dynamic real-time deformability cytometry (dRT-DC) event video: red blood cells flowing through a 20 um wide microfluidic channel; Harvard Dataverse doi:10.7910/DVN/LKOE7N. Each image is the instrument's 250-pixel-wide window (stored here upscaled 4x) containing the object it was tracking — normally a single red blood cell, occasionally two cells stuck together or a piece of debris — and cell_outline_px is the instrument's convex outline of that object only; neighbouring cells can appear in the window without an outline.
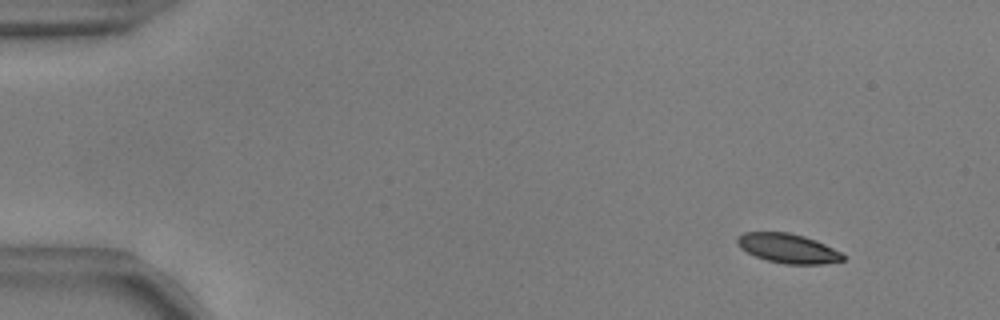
{"species": "common noctule bat (a hibernating species)", "species_latin": "Nyctalus noctula", "temperature_condition": "warm", "stored_images_in_passage": 55, "camera_frame_rate_fps": 3000, "um_per_image_px": 0.085, "animal": {"sex": "male", "body_mass_g": 17.9, "forearm_length_mm": 54.2}, "frame": {"image": 1, "passage_image": 6, "time_ms": 1.667, "image_size_px": [1000, 320], "cell_outline_px": [[844, 260], [824, 264], [784, 264], [768, 260], [756, 256], [740, 248], [736, 240], [736, 236], [744, 232], [788, 232], [804, 236], [816, 240], [840, 252], [844, 256]], "centroid_in_image_um": [66.95, 21.1], "position_along_channel_um": 18.0, "area_um2": 18.03}}
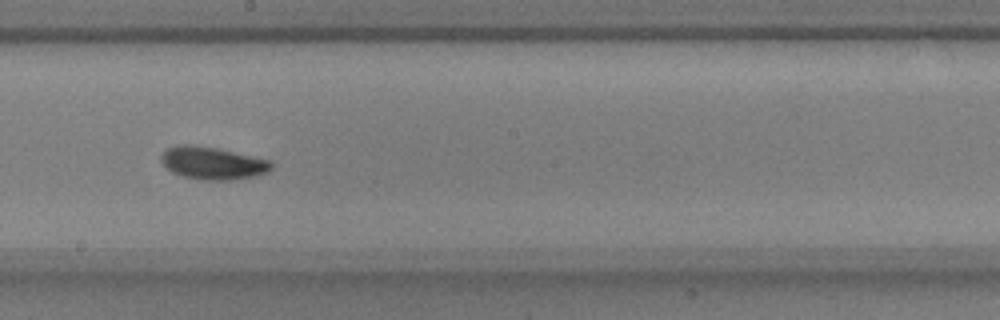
{"frame": {"image": 2, "passage_image": 32, "time_ms": 10.333, "image_size_px": [1000, 320], "cell_outline_px": [[272, 168], [268, 172], [256, 176], [232, 180], [204, 180], [184, 176], [172, 172], [160, 160], [160, 156], [168, 148], [180, 144], [188, 144], [216, 148], [272, 160]], "centroid_in_image_um": [18.11, 13.87], "position_along_channel_um": 230.1, "area_um2": 20.87}}
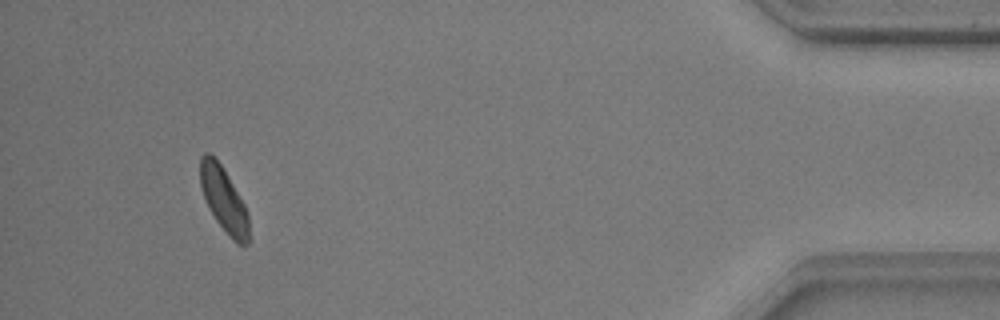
{"frame": {"image": 3, "passage_image": 52, "time_ms": 17.0, "image_size_px": [1000, 320], "cell_outline_px": [[248, 244], [236, 244], [228, 236], [216, 220], [204, 196], [200, 184], [200, 156], [204, 152], [208, 152], [220, 164], [244, 204], [248, 216]], "centroid_in_image_um": [19.01, 16.98], "position_along_channel_um": 416.2, "area_um2": 17.8}, "authors_computed_cell_mechanics": {"area_um2": 19.0162, "velocity_mm_per_s": 3.7095, "shape_relaxation_time_tau1_ms": null, "shape_relaxation_time_tau2_ms": 2.1154, "deformation_change_tau1": null, "deformation_change_tau2": 0.07}}